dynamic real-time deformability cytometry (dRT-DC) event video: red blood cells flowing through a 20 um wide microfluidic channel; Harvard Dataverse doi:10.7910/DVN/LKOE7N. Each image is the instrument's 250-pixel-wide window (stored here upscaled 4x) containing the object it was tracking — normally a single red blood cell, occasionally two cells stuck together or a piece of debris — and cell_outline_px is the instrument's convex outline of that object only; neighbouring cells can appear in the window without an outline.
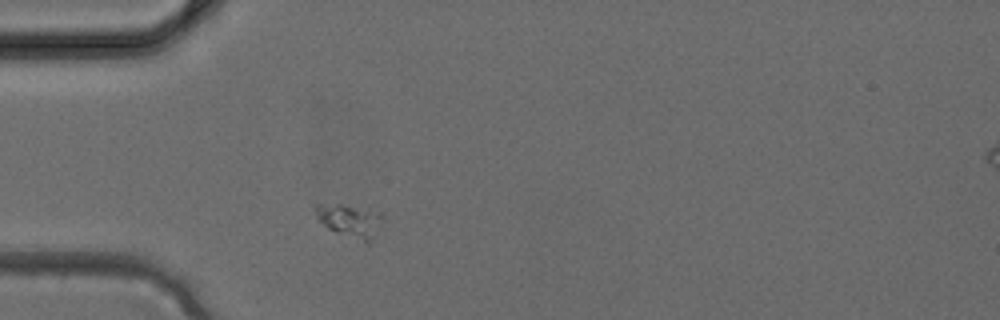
{"species": "common noctule bat (a hibernating species)", "species_latin": "Nyctalus noctula", "temperature_condition": "cold", "stored_images_in_passage": 2, "camera_frame_rate_fps": 3000, "um_per_image_px": 0.085, "animal": {"sex": "female", "body_mass_g": 24.6, "forearm_length_mm": 56.2}, "frame": {"image": 1, "passage_image": 1, "time_ms": 0.0, "image_size_px": [1000, 320], "cell_outline_px": [[384, 220], [376, 236], [368, 244], [328, 228], [316, 216], [316, 204], [368, 204], [380, 212], [384, 216]], "centroid_in_image_um": [29.89, 18.7], "position_along_channel_um": 55.1, "area_um2": 13.64}}